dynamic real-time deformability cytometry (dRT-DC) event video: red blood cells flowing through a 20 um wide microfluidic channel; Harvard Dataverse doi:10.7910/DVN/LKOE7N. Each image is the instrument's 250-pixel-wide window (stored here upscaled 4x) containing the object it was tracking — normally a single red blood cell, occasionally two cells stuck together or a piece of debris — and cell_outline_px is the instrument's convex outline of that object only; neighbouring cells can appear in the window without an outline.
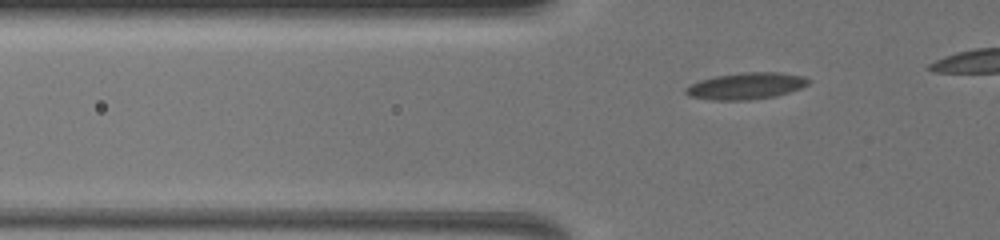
{"species": "common noctule bat (a hibernating species)", "species_latin": "Nyctalus noctula", "temperature_condition": "warm", "stored_images_in_passage": 12, "camera_frame_rate_fps": 3000, "um_per_image_px": 0.085, "animal": {"sex": "female", "body_mass_g": 19.5, "forearm_length_mm": 54.1}, "frame": {"image": 1, "passage_image": 7, "time_ms": 2.0, "image_size_px": [1000, 240], "cell_outline_px": [[812, 80], [808, 84], [800, 88], [776, 96], [748, 100], [712, 100], [688, 96], [684, 92], [684, 88], [700, 80], [716, 76], [744, 72], [776, 72], [804, 76]], "centroid_in_image_um": [63.41, 7.31], "position_along_channel_um": 62.4, "area_um2": 19.02}}